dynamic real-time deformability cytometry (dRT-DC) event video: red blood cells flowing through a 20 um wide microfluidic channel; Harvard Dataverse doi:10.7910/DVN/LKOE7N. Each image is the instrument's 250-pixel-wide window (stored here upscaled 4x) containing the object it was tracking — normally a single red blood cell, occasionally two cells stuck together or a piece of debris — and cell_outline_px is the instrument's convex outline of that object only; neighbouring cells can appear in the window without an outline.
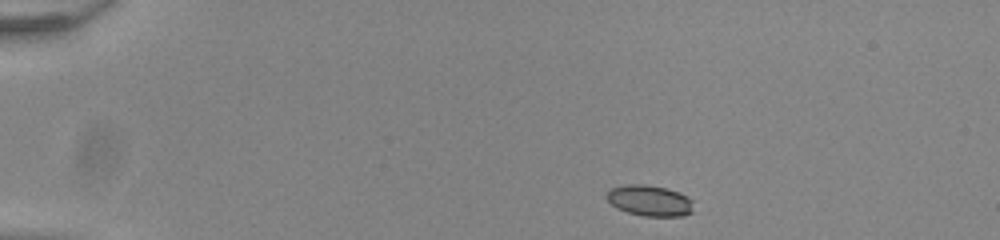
{"species": "common noctule bat (a hibernating species)", "species_latin": "Nyctalus noctula", "temperature_condition": "room temperature", "stored_images_in_passage": 45, "camera_frame_rate_fps": 3000, "um_per_image_px": 0.085, "animal": {"sex": "male", "body_mass_g": 20.0, "forearm_length_mm": 53.3}, "frame": {"image": 1, "passage_image": 1, "time_ms": 0.0, "image_size_px": [1000, 240], "cell_outline_px": [[692, 212], [684, 216], [644, 216], [628, 212], [616, 208], [604, 196], [612, 188], [628, 184], [644, 184], [668, 188], [688, 196], [692, 200]], "centroid_in_image_um": [55.23, 17.05], "position_along_channel_um": 29.8, "area_um2": 15.66}}
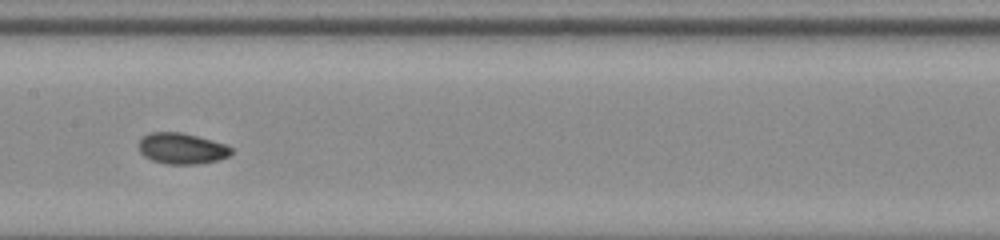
{"frame": {"image": 2, "passage_image": 20, "time_ms": 6.333, "image_size_px": [1000, 240], "cell_outline_px": [[232, 152], [228, 156], [220, 160], [200, 164], [164, 164], [152, 160], [144, 156], [140, 152], [140, 140], [148, 132], [180, 132], [212, 140], [224, 144], [232, 148]], "centroid_in_image_um": [15.46, 12.63], "position_along_channel_um": 191.9, "area_um2": 16.7}}
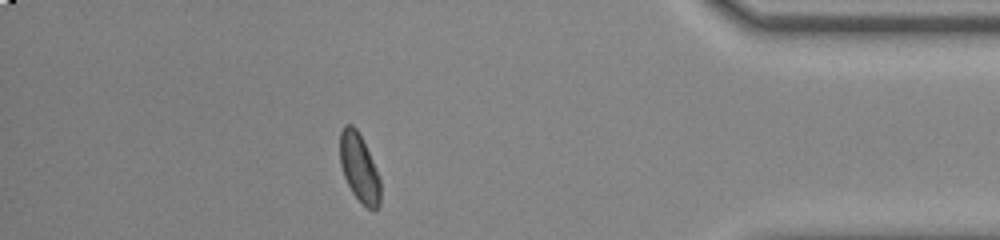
{"frame": {"image": 3, "passage_image": 39, "time_ms": 12.667, "image_size_px": [1000, 240], "cell_outline_px": [[380, 204], [376, 208], [368, 208], [352, 192], [344, 176], [340, 164], [340, 132], [344, 124], [352, 124], [356, 128], [376, 168], [380, 180]], "centroid_in_image_um": [30.52, 14.24], "position_along_channel_um": 404.7, "area_um2": 15.72}, "authors_computed_cell_mechanics": {"area_um2": 16.5308, "velocity_mm_per_s": 3.8831, "shape_relaxation_time_tau1_ms": 3.5238, "shape_relaxation_time_tau2_ms": 2.0898, "deformation_change_tau1": 0.0946, "deformation_change_tau2": 0.0383}}